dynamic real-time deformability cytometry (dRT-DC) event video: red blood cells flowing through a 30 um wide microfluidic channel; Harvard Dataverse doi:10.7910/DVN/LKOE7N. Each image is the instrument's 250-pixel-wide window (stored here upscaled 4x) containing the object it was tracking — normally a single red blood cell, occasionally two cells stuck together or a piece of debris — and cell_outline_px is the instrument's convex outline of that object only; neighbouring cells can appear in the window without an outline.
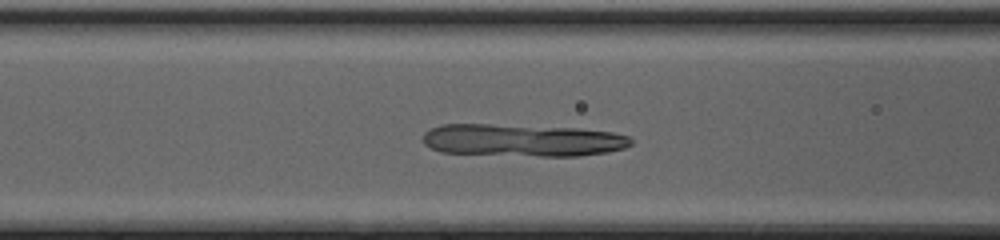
{"species": "common noctule bat (a hibernating species)", "species_latin": "Nyctalus noctula", "temperature_condition": "cold", "stored_images_in_passage": 43, "camera_frame_rate_fps": 3000, "um_per_image_px": 0.085, "animal": {"sex": "female", "body_mass_g": 20.0, "forearm_length_mm": 54.0}, "frame": {"image": 1, "passage_image": 16, "time_ms": 5.0, "image_size_px": [1000, 240], "cell_outline_px": [[632, 144], [624, 148], [608, 152], [580, 156], [540, 156], [440, 152], [424, 144], [424, 132], [440, 124], [488, 124], [576, 128], [612, 132], [628, 136], [632, 140]], "centroid_in_image_um": [44.42, 11.92], "position_along_channel_um": 122.2, "area_um2": 39.19}}